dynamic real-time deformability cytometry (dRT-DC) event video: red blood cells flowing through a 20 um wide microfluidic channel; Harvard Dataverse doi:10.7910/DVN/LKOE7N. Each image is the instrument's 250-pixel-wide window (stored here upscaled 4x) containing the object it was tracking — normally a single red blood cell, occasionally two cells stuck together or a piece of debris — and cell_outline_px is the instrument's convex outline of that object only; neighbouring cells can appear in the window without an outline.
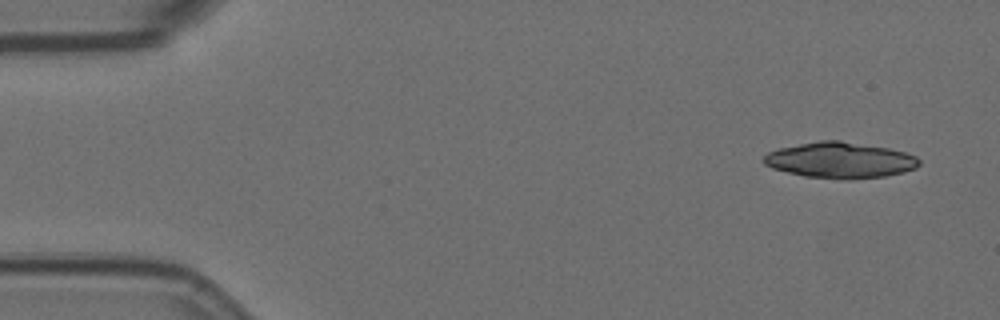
{"species": "Egyptian fruit bat (a non-hibernating species)", "species_latin": "Rousettus aegyptiacus", "temperature_condition": "room temperature", "stored_images_in_passage": 4, "camera_frame_rate_fps": 3000, "um_per_image_px": 0.085, "animal": {"sex": "female"}, "frame": {"image": 1, "passage_image": 1, "time_ms": 0.0, "image_size_px": [1000, 320], "cell_outline_px": [[920, 164], [916, 168], [904, 172], [884, 176], [848, 180], [804, 176], [772, 168], [764, 164], [764, 156], [768, 152], [780, 148], [820, 140], [840, 140], [888, 148], [904, 152], [916, 156], [920, 160]], "centroid_in_image_um": [71.43, 13.62], "position_along_channel_um": 13.6, "area_um2": 32.43}}